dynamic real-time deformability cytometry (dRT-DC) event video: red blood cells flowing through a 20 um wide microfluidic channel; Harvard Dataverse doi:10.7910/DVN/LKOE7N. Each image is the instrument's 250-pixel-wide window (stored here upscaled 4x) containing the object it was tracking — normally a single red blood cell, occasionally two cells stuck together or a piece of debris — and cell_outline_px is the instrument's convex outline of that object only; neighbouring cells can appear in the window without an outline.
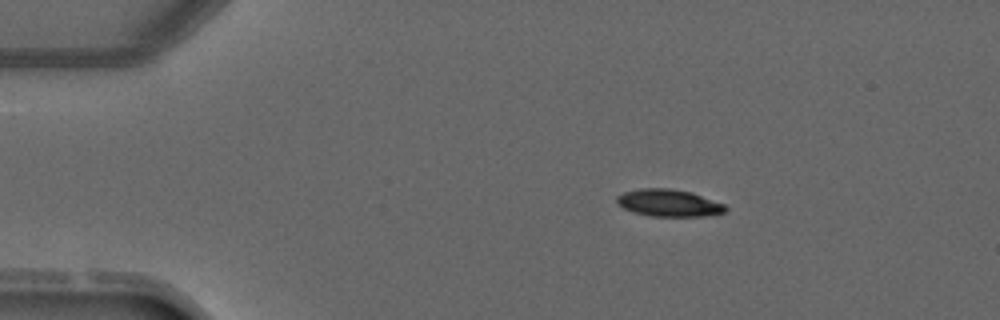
{"species": "common noctule bat (a hibernating species)", "species_latin": "Nyctalus noctula", "temperature_condition": "warm", "stored_images_in_passage": 3, "camera_frame_rate_fps": 3000, "um_per_image_px": 0.085, "animal": {"sex": "male", "forearm_length_mm": 52.5}, "frame": {"image": 1, "passage_image": 1, "time_ms": 0.0, "image_size_px": [1000, 320], "cell_outline_px": [[728, 208], [724, 212], [708, 216], [652, 216], [632, 212], [616, 204], [616, 196], [624, 192], [640, 188], [668, 188], [692, 192], [724, 204]], "centroid_in_image_um": [56.83, 17.25], "position_along_channel_um": 28.2, "area_um2": 17.28}}
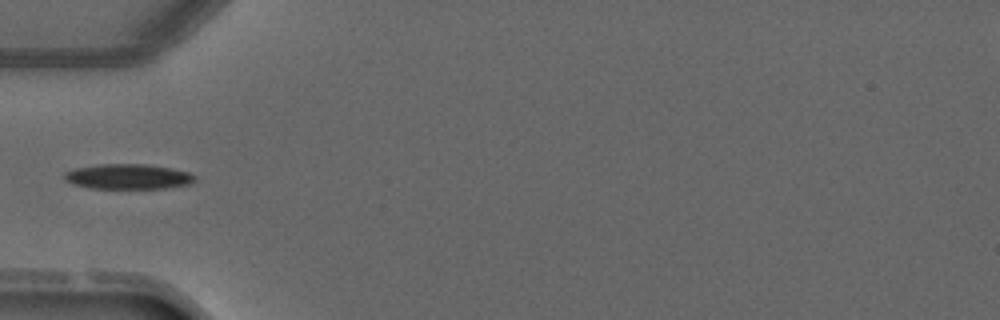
{"frame": {"image": 2, "passage_image": 3, "time_ms": 2.333, "image_size_px": [1000, 320], "cell_outline_px": [[196, 180], [192, 184], [168, 188], [88, 188], [72, 184], [64, 180], [64, 172], [72, 168], [100, 164], [148, 164], [172, 168], [188, 172], [196, 176]], "centroid_in_image_um": [10.88, 15.01], "position_along_channel_um": 74.1, "area_um2": 19.42}}